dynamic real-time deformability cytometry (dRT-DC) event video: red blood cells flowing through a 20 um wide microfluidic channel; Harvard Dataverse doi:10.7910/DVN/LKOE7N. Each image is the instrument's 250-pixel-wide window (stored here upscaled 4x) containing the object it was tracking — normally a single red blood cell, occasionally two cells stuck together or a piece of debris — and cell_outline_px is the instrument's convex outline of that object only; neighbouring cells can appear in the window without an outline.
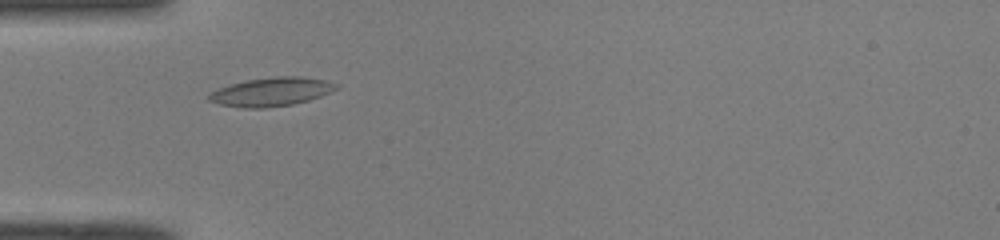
{"species": "common noctule bat (a hibernating species)", "species_latin": "Nyctalus noctula", "temperature_condition": "room temperature", "stored_images_in_passage": 37, "camera_frame_rate_fps": 3000, "um_per_image_px": 0.085, "animal": {"sex": "male", "body_mass_g": 19.0, "forearm_length_mm": 50.8}, "frame": {"image": 1, "passage_image": 3, "time_ms": 0.667, "image_size_px": [1000, 240], "cell_outline_px": [[340, 84], [332, 92], [308, 100], [292, 104], [264, 108], [244, 108], [220, 104], [208, 100], [208, 92], [244, 80], [276, 76], [300, 76], [328, 80]], "centroid_in_image_um": [23.08, 7.79], "position_along_channel_um": 61.9, "area_um2": 21.33}}
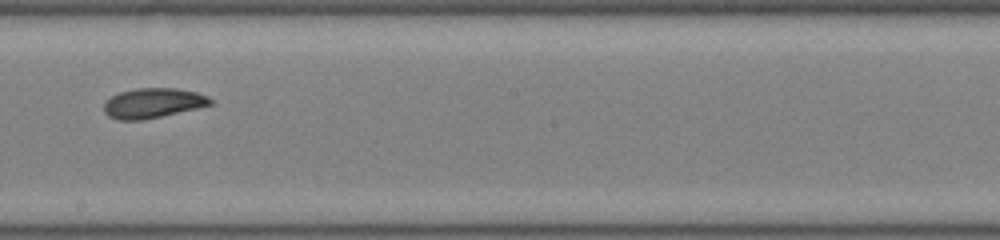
{"frame": {"image": 2, "passage_image": 16, "time_ms": 5.0, "image_size_px": [1000, 240], "cell_outline_px": [[212, 104], [196, 108], [160, 116], [140, 120], [120, 120], [108, 116], [104, 112], [104, 104], [112, 96], [120, 92], [136, 88], [176, 88], [196, 92], [208, 96], [212, 100]], "centroid_in_image_um": [12.99, 8.75], "position_along_channel_um": 235.2, "area_um2": 18.26}}
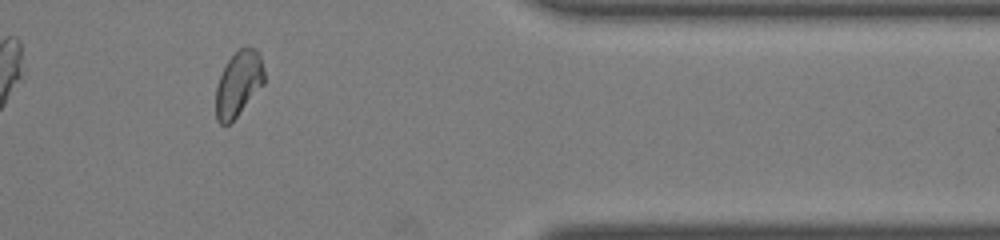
{"frame": {"image": 3, "passage_image": 29, "time_ms": 9.333, "image_size_px": [1000, 240], "cell_outline_px": [[264, 84], [236, 116], [228, 124], [220, 124], [216, 120], [216, 88], [220, 76], [228, 60], [240, 48], [256, 48], [260, 56], [264, 72]], "centroid_in_image_um": [20.27, 7.12], "position_along_channel_um": 391.1, "area_um2": 17.98}, "authors_computed_cell_mechanics": {"area_um2": 18.8428, "velocity_mm_per_s": 4.0523, "shape_relaxation_time_tau1_ms": 4.0101, "shape_relaxation_time_tau2_ms": 4.2585, "deformation_change_tau1": 0.1349, "deformation_change_tau2": 0.0961}}